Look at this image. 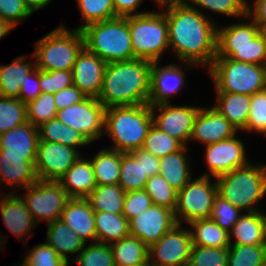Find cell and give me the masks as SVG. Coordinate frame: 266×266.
Returning <instances> with one entry per match:
<instances>
[{
  "instance_id": "91938a15",
  "label": "cell",
  "mask_w": 266,
  "mask_h": 266,
  "mask_svg": "<svg viewBox=\"0 0 266 266\" xmlns=\"http://www.w3.org/2000/svg\"><path fill=\"white\" fill-rule=\"evenodd\" d=\"M160 160L151 153L144 150V167L148 177L159 174Z\"/></svg>"
},
{
  "instance_id": "7402d4cb",
  "label": "cell",
  "mask_w": 266,
  "mask_h": 266,
  "mask_svg": "<svg viewBox=\"0 0 266 266\" xmlns=\"http://www.w3.org/2000/svg\"><path fill=\"white\" fill-rule=\"evenodd\" d=\"M95 212L86 198H71L60 219L87 244L97 242Z\"/></svg>"
},
{
  "instance_id": "8fae6325",
  "label": "cell",
  "mask_w": 266,
  "mask_h": 266,
  "mask_svg": "<svg viewBox=\"0 0 266 266\" xmlns=\"http://www.w3.org/2000/svg\"><path fill=\"white\" fill-rule=\"evenodd\" d=\"M106 107L96 97L57 111L56 118L81 133L89 143L104 136Z\"/></svg>"
},
{
  "instance_id": "f6af8a7d",
  "label": "cell",
  "mask_w": 266,
  "mask_h": 266,
  "mask_svg": "<svg viewBox=\"0 0 266 266\" xmlns=\"http://www.w3.org/2000/svg\"><path fill=\"white\" fill-rule=\"evenodd\" d=\"M80 266H115L110 244L94 242L84 248L72 260Z\"/></svg>"
},
{
  "instance_id": "d6a6232c",
  "label": "cell",
  "mask_w": 266,
  "mask_h": 266,
  "mask_svg": "<svg viewBox=\"0 0 266 266\" xmlns=\"http://www.w3.org/2000/svg\"><path fill=\"white\" fill-rule=\"evenodd\" d=\"M97 186L118 184L120 176L121 152L104 148L90 158Z\"/></svg>"
},
{
  "instance_id": "2e32d148",
  "label": "cell",
  "mask_w": 266,
  "mask_h": 266,
  "mask_svg": "<svg viewBox=\"0 0 266 266\" xmlns=\"http://www.w3.org/2000/svg\"><path fill=\"white\" fill-rule=\"evenodd\" d=\"M177 224L174 211L152 204L147 210L129 220L130 235L150 247Z\"/></svg>"
},
{
  "instance_id": "603a6c76",
  "label": "cell",
  "mask_w": 266,
  "mask_h": 266,
  "mask_svg": "<svg viewBox=\"0 0 266 266\" xmlns=\"http://www.w3.org/2000/svg\"><path fill=\"white\" fill-rule=\"evenodd\" d=\"M38 127L26 122L0 135V150L5 155L37 156Z\"/></svg>"
},
{
  "instance_id": "681fc988",
  "label": "cell",
  "mask_w": 266,
  "mask_h": 266,
  "mask_svg": "<svg viewBox=\"0 0 266 266\" xmlns=\"http://www.w3.org/2000/svg\"><path fill=\"white\" fill-rule=\"evenodd\" d=\"M242 212L244 211H241L217 195L214 198V203L209 218L214 220L219 226L230 233L233 226L242 215Z\"/></svg>"
},
{
  "instance_id": "003e7915",
  "label": "cell",
  "mask_w": 266,
  "mask_h": 266,
  "mask_svg": "<svg viewBox=\"0 0 266 266\" xmlns=\"http://www.w3.org/2000/svg\"><path fill=\"white\" fill-rule=\"evenodd\" d=\"M139 266H153L149 261Z\"/></svg>"
},
{
  "instance_id": "7c38bea8",
  "label": "cell",
  "mask_w": 266,
  "mask_h": 266,
  "mask_svg": "<svg viewBox=\"0 0 266 266\" xmlns=\"http://www.w3.org/2000/svg\"><path fill=\"white\" fill-rule=\"evenodd\" d=\"M192 246L190 230L177 223L149 247V262L153 266H188Z\"/></svg>"
},
{
  "instance_id": "cb8c5ba5",
  "label": "cell",
  "mask_w": 266,
  "mask_h": 266,
  "mask_svg": "<svg viewBox=\"0 0 266 266\" xmlns=\"http://www.w3.org/2000/svg\"><path fill=\"white\" fill-rule=\"evenodd\" d=\"M82 156L58 181L71 198H87L97 186L91 159Z\"/></svg>"
},
{
  "instance_id": "816d5d0a",
  "label": "cell",
  "mask_w": 266,
  "mask_h": 266,
  "mask_svg": "<svg viewBox=\"0 0 266 266\" xmlns=\"http://www.w3.org/2000/svg\"><path fill=\"white\" fill-rule=\"evenodd\" d=\"M39 83L42 93L55 94L56 92L61 91L64 88L74 85L73 72L72 70H39Z\"/></svg>"
},
{
  "instance_id": "9f6ffc18",
  "label": "cell",
  "mask_w": 266,
  "mask_h": 266,
  "mask_svg": "<svg viewBox=\"0 0 266 266\" xmlns=\"http://www.w3.org/2000/svg\"><path fill=\"white\" fill-rule=\"evenodd\" d=\"M42 93L39 83V69L36 67L30 74L24 84H21L19 99L27 104L35 100Z\"/></svg>"
},
{
  "instance_id": "30bf717a",
  "label": "cell",
  "mask_w": 266,
  "mask_h": 266,
  "mask_svg": "<svg viewBox=\"0 0 266 266\" xmlns=\"http://www.w3.org/2000/svg\"><path fill=\"white\" fill-rule=\"evenodd\" d=\"M21 198L37 223H47L60 219L71 197L59 182L38 180L25 188ZM40 221V222H39Z\"/></svg>"
},
{
  "instance_id": "11a10c76",
  "label": "cell",
  "mask_w": 266,
  "mask_h": 266,
  "mask_svg": "<svg viewBox=\"0 0 266 266\" xmlns=\"http://www.w3.org/2000/svg\"><path fill=\"white\" fill-rule=\"evenodd\" d=\"M88 96L85 95L79 88L75 85L64 88L54 94V101L57 111L65 109L75 104L81 103Z\"/></svg>"
},
{
  "instance_id": "83f0119b",
  "label": "cell",
  "mask_w": 266,
  "mask_h": 266,
  "mask_svg": "<svg viewBox=\"0 0 266 266\" xmlns=\"http://www.w3.org/2000/svg\"><path fill=\"white\" fill-rule=\"evenodd\" d=\"M148 178L144 167V149L121 153L118 184L125 192L145 189Z\"/></svg>"
},
{
  "instance_id": "f546056e",
  "label": "cell",
  "mask_w": 266,
  "mask_h": 266,
  "mask_svg": "<svg viewBox=\"0 0 266 266\" xmlns=\"http://www.w3.org/2000/svg\"><path fill=\"white\" fill-rule=\"evenodd\" d=\"M26 56L16 57L9 65H0V96L19 99L21 84L35 68L36 63L25 62Z\"/></svg>"
},
{
  "instance_id": "f907efd6",
  "label": "cell",
  "mask_w": 266,
  "mask_h": 266,
  "mask_svg": "<svg viewBox=\"0 0 266 266\" xmlns=\"http://www.w3.org/2000/svg\"><path fill=\"white\" fill-rule=\"evenodd\" d=\"M32 249H28V255L25 259L30 266H69L68 263L60 257L56 250L49 246L46 242L33 245Z\"/></svg>"
},
{
  "instance_id": "d590c367",
  "label": "cell",
  "mask_w": 266,
  "mask_h": 266,
  "mask_svg": "<svg viewBox=\"0 0 266 266\" xmlns=\"http://www.w3.org/2000/svg\"><path fill=\"white\" fill-rule=\"evenodd\" d=\"M126 192L119 184L96 186L86 198L94 212L123 214Z\"/></svg>"
},
{
  "instance_id": "d4e9b609",
  "label": "cell",
  "mask_w": 266,
  "mask_h": 266,
  "mask_svg": "<svg viewBox=\"0 0 266 266\" xmlns=\"http://www.w3.org/2000/svg\"><path fill=\"white\" fill-rule=\"evenodd\" d=\"M229 235L230 244H265L266 213L262 211L246 212V214H243L239 217ZM231 237L235 238L234 242H232L233 240Z\"/></svg>"
},
{
  "instance_id": "f1b7e54d",
  "label": "cell",
  "mask_w": 266,
  "mask_h": 266,
  "mask_svg": "<svg viewBox=\"0 0 266 266\" xmlns=\"http://www.w3.org/2000/svg\"><path fill=\"white\" fill-rule=\"evenodd\" d=\"M187 152V146H183L180 150L159 158V174L177 191L193 179Z\"/></svg>"
},
{
  "instance_id": "ac0fdd59",
  "label": "cell",
  "mask_w": 266,
  "mask_h": 266,
  "mask_svg": "<svg viewBox=\"0 0 266 266\" xmlns=\"http://www.w3.org/2000/svg\"><path fill=\"white\" fill-rule=\"evenodd\" d=\"M237 133V129L215 108L201 107L194 120L190 141L207 146L231 138Z\"/></svg>"
},
{
  "instance_id": "8992f818",
  "label": "cell",
  "mask_w": 266,
  "mask_h": 266,
  "mask_svg": "<svg viewBox=\"0 0 266 266\" xmlns=\"http://www.w3.org/2000/svg\"><path fill=\"white\" fill-rule=\"evenodd\" d=\"M84 48L82 31H71L61 24L35 42V52L30 58H35L34 62L39 70L69 71L73 69L78 55Z\"/></svg>"
},
{
  "instance_id": "484cf974",
  "label": "cell",
  "mask_w": 266,
  "mask_h": 266,
  "mask_svg": "<svg viewBox=\"0 0 266 266\" xmlns=\"http://www.w3.org/2000/svg\"><path fill=\"white\" fill-rule=\"evenodd\" d=\"M215 108L237 131L246 128L250 111V96L239 93L216 92Z\"/></svg>"
},
{
  "instance_id": "4fadbf2b",
  "label": "cell",
  "mask_w": 266,
  "mask_h": 266,
  "mask_svg": "<svg viewBox=\"0 0 266 266\" xmlns=\"http://www.w3.org/2000/svg\"><path fill=\"white\" fill-rule=\"evenodd\" d=\"M81 155L76 148L57 142L39 141L35 162L38 180L58 182Z\"/></svg>"
},
{
  "instance_id": "03108f58",
  "label": "cell",
  "mask_w": 266,
  "mask_h": 266,
  "mask_svg": "<svg viewBox=\"0 0 266 266\" xmlns=\"http://www.w3.org/2000/svg\"><path fill=\"white\" fill-rule=\"evenodd\" d=\"M2 240H4V238L2 239V236H1V233H0V250L3 249L2 246H4V243H6L5 240H4V242Z\"/></svg>"
},
{
  "instance_id": "7a4b0ae2",
  "label": "cell",
  "mask_w": 266,
  "mask_h": 266,
  "mask_svg": "<svg viewBox=\"0 0 266 266\" xmlns=\"http://www.w3.org/2000/svg\"><path fill=\"white\" fill-rule=\"evenodd\" d=\"M152 62L135 58L107 63L98 100L106 107L148 104Z\"/></svg>"
},
{
  "instance_id": "8d00e7d4",
  "label": "cell",
  "mask_w": 266,
  "mask_h": 266,
  "mask_svg": "<svg viewBox=\"0 0 266 266\" xmlns=\"http://www.w3.org/2000/svg\"><path fill=\"white\" fill-rule=\"evenodd\" d=\"M38 133L39 141L57 142L76 149L90 144L81 133L63 124L57 118L38 126Z\"/></svg>"
},
{
  "instance_id": "74e56055",
  "label": "cell",
  "mask_w": 266,
  "mask_h": 266,
  "mask_svg": "<svg viewBox=\"0 0 266 266\" xmlns=\"http://www.w3.org/2000/svg\"><path fill=\"white\" fill-rule=\"evenodd\" d=\"M262 30L251 22L232 23L225 27L217 26V47H244Z\"/></svg>"
},
{
  "instance_id": "4dcf8cb0",
  "label": "cell",
  "mask_w": 266,
  "mask_h": 266,
  "mask_svg": "<svg viewBox=\"0 0 266 266\" xmlns=\"http://www.w3.org/2000/svg\"><path fill=\"white\" fill-rule=\"evenodd\" d=\"M191 227L192 245L213 247V248H229L230 235L229 232L219 226L210 218L199 219L188 223Z\"/></svg>"
},
{
  "instance_id": "c3c4849f",
  "label": "cell",
  "mask_w": 266,
  "mask_h": 266,
  "mask_svg": "<svg viewBox=\"0 0 266 266\" xmlns=\"http://www.w3.org/2000/svg\"><path fill=\"white\" fill-rule=\"evenodd\" d=\"M228 248L193 245L188 266H227Z\"/></svg>"
},
{
  "instance_id": "f5cc1de1",
  "label": "cell",
  "mask_w": 266,
  "mask_h": 266,
  "mask_svg": "<svg viewBox=\"0 0 266 266\" xmlns=\"http://www.w3.org/2000/svg\"><path fill=\"white\" fill-rule=\"evenodd\" d=\"M152 204V199L144 189L126 192L123 204V215L129 221L147 210Z\"/></svg>"
},
{
  "instance_id": "ee69618b",
  "label": "cell",
  "mask_w": 266,
  "mask_h": 266,
  "mask_svg": "<svg viewBox=\"0 0 266 266\" xmlns=\"http://www.w3.org/2000/svg\"><path fill=\"white\" fill-rule=\"evenodd\" d=\"M184 145L152 124L145 138L142 149L155 157L161 158L180 150Z\"/></svg>"
},
{
  "instance_id": "60d3db41",
  "label": "cell",
  "mask_w": 266,
  "mask_h": 266,
  "mask_svg": "<svg viewBox=\"0 0 266 266\" xmlns=\"http://www.w3.org/2000/svg\"><path fill=\"white\" fill-rule=\"evenodd\" d=\"M84 24L76 27L82 30L87 25L118 17L115 14L113 0H77Z\"/></svg>"
},
{
  "instance_id": "ffe728a7",
  "label": "cell",
  "mask_w": 266,
  "mask_h": 266,
  "mask_svg": "<svg viewBox=\"0 0 266 266\" xmlns=\"http://www.w3.org/2000/svg\"><path fill=\"white\" fill-rule=\"evenodd\" d=\"M0 195V214L2 215L3 223L9 232L18 237V239L20 238L24 241L23 238H25L26 240V237L31 236L30 233L38 223L31 216L21 195L19 196L15 192Z\"/></svg>"
},
{
  "instance_id": "836d02e7",
  "label": "cell",
  "mask_w": 266,
  "mask_h": 266,
  "mask_svg": "<svg viewBox=\"0 0 266 266\" xmlns=\"http://www.w3.org/2000/svg\"><path fill=\"white\" fill-rule=\"evenodd\" d=\"M97 242L111 244L130 235L129 221L123 214L95 212Z\"/></svg>"
},
{
  "instance_id": "e575fe53",
  "label": "cell",
  "mask_w": 266,
  "mask_h": 266,
  "mask_svg": "<svg viewBox=\"0 0 266 266\" xmlns=\"http://www.w3.org/2000/svg\"><path fill=\"white\" fill-rule=\"evenodd\" d=\"M216 57L266 66V33L261 31L244 47H217Z\"/></svg>"
},
{
  "instance_id": "6125c7cd",
  "label": "cell",
  "mask_w": 266,
  "mask_h": 266,
  "mask_svg": "<svg viewBox=\"0 0 266 266\" xmlns=\"http://www.w3.org/2000/svg\"><path fill=\"white\" fill-rule=\"evenodd\" d=\"M14 27L6 20L0 18V39L6 36Z\"/></svg>"
},
{
  "instance_id": "f35d334b",
  "label": "cell",
  "mask_w": 266,
  "mask_h": 266,
  "mask_svg": "<svg viewBox=\"0 0 266 266\" xmlns=\"http://www.w3.org/2000/svg\"><path fill=\"white\" fill-rule=\"evenodd\" d=\"M227 266H266V246L230 244Z\"/></svg>"
},
{
  "instance_id": "6f0895ef",
  "label": "cell",
  "mask_w": 266,
  "mask_h": 266,
  "mask_svg": "<svg viewBox=\"0 0 266 266\" xmlns=\"http://www.w3.org/2000/svg\"><path fill=\"white\" fill-rule=\"evenodd\" d=\"M247 18H251L261 30L266 29V0H254L253 5H247Z\"/></svg>"
},
{
  "instance_id": "9a60e30c",
  "label": "cell",
  "mask_w": 266,
  "mask_h": 266,
  "mask_svg": "<svg viewBox=\"0 0 266 266\" xmlns=\"http://www.w3.org/2000/svg\"><path fill=\"white\" fill-rule=\"evenodd\" d=\"M205 151V161L209 170L200 176L216 178L249 163L244 142L237 138V134L207 145Z\"/></svg>"
},
{
  "instance_id": "52a82bcc",
  "label": "cell",
  "mask_w": 266,
  "mask_h": 266,
  "mask_svg": "<svg viewBox=\"0 0 266 266\" xmlns=\"http://www.w3.org/2000/svg\"><path fill=\"white\" fill-rule=\"evenodd\" d=\"M215 92L245 95L266 90V66L215 57L208 68Z\"/></svg>"
},
{
  "instance_id": "4316f807",
  "label": "cell",
  "mask_w": 266,
  "mask_h": 266,
  "mask_svg": "<svg viewBox=\"0 0 266 266\" xmlns=\"http://www.w3.org/2000/svg\"><path fill=\"white\" fill-rule=\"evenodd\" d=\"M46 243L67 263L71 259L68 254L79 253L86 243L61 219L47 223Z\"/></svg>"
},
{
  "instance_id": "ba28073f",
  "label": "cell",
  "mask_w": 266,
  "mask_h": 266,
  "mask_svg": "<svg viewBox=\"0 0 266 266\" xmlns=\"http://www.w3.org/2000/svg\"><path fill=\"white\" fill-rule=\"evenodd\" d=\"M134 59L159 62L169 48L167 18L162 12L147 11L128 16Z\"/></svg>"
},
{
  "instance_id": "3957f363",
  "label": "cell",
  "mask_w": 266,
  "mask_h": 266,
  "mask_svg": "<svg viewBox=\"0 0 266 266\" xmlns=\"http://www.w3.org/2000/svg\"><path fill=\"white\" fill-rule=\"evenodd\" d=\"M153 124L151 105H124L106 108L104 135L114 142L111 149L131 153L143 147Z\"/></svg>"
},
{
  "instance_id": "be15d7a7",
  "label": "cell",
  "mask_w": 266,
  "mask_h": 266,
  "mask_svg": "<svg viewBox=\"0 0 266 266\" xmlns=\"http://www.w3.org/2000/svg\"><path fill=\"white\" fill-rule=\"evenodd\" d=\"M186 1L187 0H155V3H157V5H162L170 2H186Z\"/></svg>"
},
{
  "instance_id": "7dc6e473",
  "label": "cell",
  "mask_w": 266,
  "mask_h": 266,
  "mask_svg": "<svg viewBox=\"0 0 266 266\" xmlns=\"http://www.w3.org/2000/svg\"><path fill=\"white\" fill-rule=\"evenodd\" d=\"M243 131L266 136V90L250 96V111Z\"/></svg>"
},
{
  "instance_id": "db71d44e",
  "label": "cell",
  "mask_w": 266,
  "mask_h": 266,
  "mask_svg": "<svg viewBox=\"0 0 266 266\" xmlns=\"http://www.w3.org/2000/svg\"><path fill=\"white\" fill-rule=\"evenodd\" d=\"M31 15L23 0H0V18L8 21L13 27Z\"/></svg>"
},
{
  "instance_id": "e7e4bbea",
  "label": "cell",
  "mask_w": 266,
  "mask_h": 266,
  "mask_svg": "<svg viewBox=\"0 0 266 266\" xmlns=\"http://www.w3.org/2000/svg\"><path fill=\"white\" fill-rule=\"evenodd\" d=\"M16 266H30V264H29V262L26 259H24L21 264H18Z\"/></svg>"
},
{
  "instance_id": "b9f144b4",
  "label": "cell",
  "mask_w": 266,
  "mask_h": 266,
  "mask_svg": "<svg viewBox=\"0 0 266 266\" xmlns=\"http://www.w3.org/2000/svg\"><path fill=\"white\" fill-rule=\"evenodd\" d=\"M26 122V104L20 99L0 96V135Z\"/></svg>"
},
{
  "instance_id": "ab89813d",
  "label": "cell",
  "mask_w": 266,
  "mask_h": 266,
  "mask_svg": "<svg viewBox=\"0 0 266 266\" xmlns=\"http://www.w3.org/2000/svg\"><path fill=\"white\" fill-rule=\"evenodd\" d=\"M186 2L204 15L206 14L203 11L207 9L227 17L247 18V0H187Z\"/></svg>"
},
{
  "instance_id": "680465c9",
  "label": "cell",
  "mask_w": 266,
  "mask_h": 266,
  "mask_svg": "<svg viewBox=\"0 0 266 266\" xmlns=\"http://www.w3.org/2000/svg\"><path fill=\"white\" fill-rule=\"evenodd\" d=\"M143 1L144 0H113L115 14L119 17H127L147 13L146 11L137 12L138 7L140 8ZM153 2H155V0H153Z\"/></svg>"
},
{
  "instance_id": "44dd1931",
  "label": "cell",
  "mask_w": 266,
  "mask_h": 266,
  "mask_svg": "<svg viewBox=\"0 0 266 266\" xmlns=\"http://www.w3.org/2000/svg\"><path fill=\"white\" fill-rule=\"evenodd\" d=\"M37 156L5 155L0 150V186H14L24 190L27 186L38 181L35 162Z\"/></svg>"
},
{
  "instance_id": "d6986e66",
  "label": "cell",
  "mask_w": 266,
  "mask_h": 266,
  "mask_svg": "<svg viewBox=\"0 0 266 266\" xmlns=\"http://www.w3.org/2000/svg\"><path fill=\"white\" fill-rule=\"evenodd\" d=\"M107 63L84 48L73 66V84L88 97L100 95Z\"/></svg>"
},
{
  "instance_id": "5b68a950",
  "label": "cell",
  "mask_w": 266,
  "mask_h": 266,
  "mask_svg": "<svg viewBox=\"0 0 266 266\" xmlns=\"http://www.w3.org/2000/svg\"><path fill=\"white\" fill-rule=\"evenodd\" d=\"M81 31L85 48L106 63L134 59L128 16L92 23Z\"/></svg>"
},
{
  "instance_id": "7bdbcfd3",
  "label": "cell",
  "mask_w": 266,
  "mask_h": 266,
  "mask_svg": "<svg viewBox=\"0 0 266 266\" xmlns=\"http://www.w3.org/2000/svg\"><path fill=\"white\" fill-rule=\"evenodd\" d=\"M144 190L152 199L153 204L175 211L178 191L163 176L157 174L149 177Z\"/></svg>"
},
{
  "instance_id": "e0dca14e",
  "label": "cell",
  "mask_w": 266,
  "mask_h": 266,
  "mask_svg": "<svg viewBox=\"0 0 266 266\" xmlns=\"http://www.w3.org/2000/svg\"><path fill=\"white\" fill-rule=\"evenodd\" d=\"M159 62H153L150 71V95L148 104L155 106L163 103H171L172 95L180 92L185 82V71L182 64H167L160 66Z\"/></svg>"
},
{
  "instance_id": "9c48e42d",
  "label": "cell",
  "mask_w": 266,
  "mask_h": 266,
  "mask_svg": "<svg viewBox=\"0 0 266 266\" xmlns=\"http://www.w3.org/2000/svg\"><path fill=\"white\" fill-rule=\"evenodd\" d=\"M208 176H199L190 180L178 191L177 205L174 211L175 220L182 224L199 219L209 218L214 198L217 196L216 181Z\"/></svg>"
},
{
  "instance_id": "94428289",
  "label": "cell",
  "mask_w": 266,
  "mask_h": 266,
  "mask_svg": "<svg viewBox=\"0 0 266 266\" xmlns=\"http://www.w3.org/2000/svg\"><path fill=\"white\" fill-rule=\"evenodd\" d=\"M23 1L32 14L33 12L47 6L51 2V0H23Z\"/></svg>"
},
{
  "instance_id": "bcb514c9",
  "label": "cell",
  "mask_w": 266,
  "mask_h": 266,
  "mask_svg": "<svg viewBox=\"0 0 266 266\" xmlns=\"http://www.w3.org/2000/svg\"><path fill=\"white\" fill-rule=\"evenodd\" d=\"M26 112L27 121L36 127L56 118L54 94L41 93L35 100L26 104Z\"/></svg>"
},
{
  "instance_id": "6da1fadb",
  "label": "cell",
  "mask_w": 266,
  "mask_h": 266,
  "mask_svg": "<svg viewBox=\"0 0 266 266\" xmlns=\"http://www.w3.org/2000/svg\"><path fill=\"white\" fill-rule=\"evenodd\" d=\"M168 23L169 47L181 63L211 66L217 53V24L187 2L160 5ZM166 9V10H164Z\"/></svg>"
},
{
  "instance_id": "277c9868",
  "label": "cell",
  "mask_w": 266,
  "mask_h": 266,
  "mask_svg": "<svg viewBox=\"0 0 266 266\" xmlns=\"http://www.w3.org/2000/svg\"><path fill=\"white\" fill-rule=\"evenodd\" d=\"M263 164L249 162L214 178L217 195L241 211H260L257 204L266 194V165Z\"/></svg>"
},
{
  "instance_id": "1f68e13d",
  "label": "cell",
  "mask_w": 266,
  "mask_h": 266,
  "mask_svg": "<svg viewBox=\"0 0 266 266\" xmlns=\"http://www.w3.org/2000/svg\"><path fill=\"white\" fill-rule=\"evenodd\" d=\"M115 266H139L149 261V247L131 235L110 244Z\"/></svg>"
},
{
  "instance_id": "5bb4252c",
  "label": "cell",
  "mask_w": 266,
  "mask_h": 266,
  "mask_svg": "<svg viewBox=\"0 0 266 266\" xmlns=\"http://www.w3.org/2000/svg\"><path fill=\"white\" fill-rule=\"evenodd\" d=\"M200 108L190 105L175 106L172 103L151 106L153 125L187 146Z\"/></svg>"
}]
</instances>
